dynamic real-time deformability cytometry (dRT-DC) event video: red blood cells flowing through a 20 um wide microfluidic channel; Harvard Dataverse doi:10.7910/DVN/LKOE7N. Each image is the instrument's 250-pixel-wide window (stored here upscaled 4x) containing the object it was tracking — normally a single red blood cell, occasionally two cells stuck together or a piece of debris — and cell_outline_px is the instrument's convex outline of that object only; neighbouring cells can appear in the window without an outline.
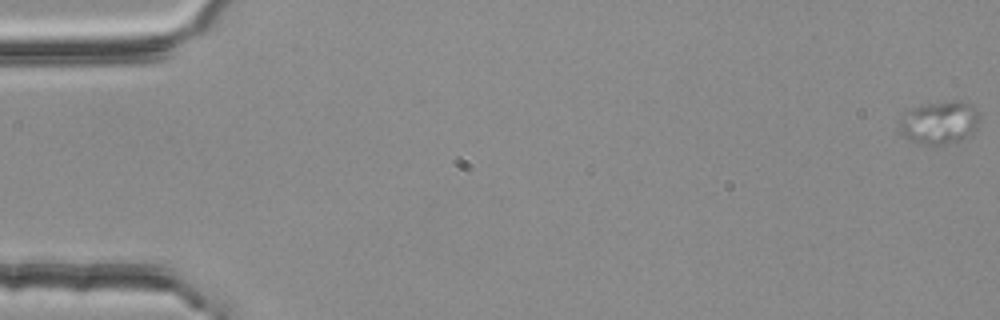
{"species": "common noctule bat (a hibernating species)", "species_latin": "Nyctalus noctula", "temperature_condition": "room temperature", "stored_images_in_passage": 5, "segment_of_instrument_passage": [1, 2], "camera_frame_rate_fps": 3000, "um_per_image_px": 0.085, "animal": {"sex": "female", "body_mass_g": 25.1}, "frame": {"image": 1, "passage_image": 1, "time_ms": 0.0, "image_size_px": [1000, 320], "cell_outline_px": [[980, 120], [976, 128], [972, 132], [960, 140], [948, 144], [920, 144], [904, 136], [900, 128], [900, 116], [908, 108], [924, 104], [948, 100], [960, 100], [976, 108], [980, 112]], "centroid_in_image_um": [79.86, 10.38], "position_along_channel_um": 5.1, "area_um2": 20.29}}
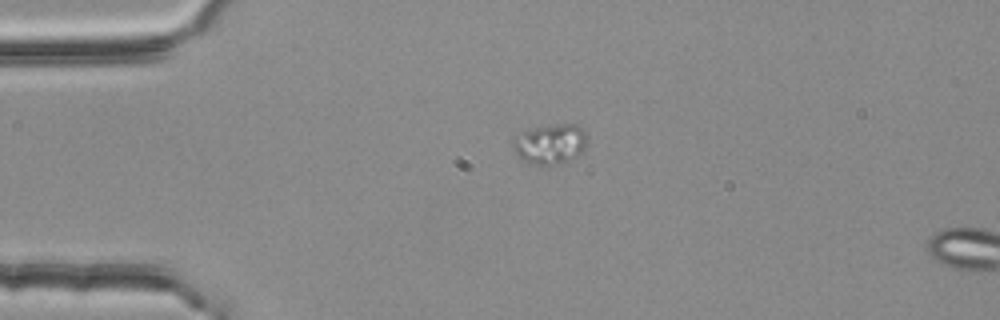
{"frame": {"image": 2, "passage_image": 4, "time_ms": 1.0, "image_size_px": [1000, 320], "cell_outline_px": [[588, 136], [584, 148], [576, 156], [564, 160], [544, 164], [536, 164], [524, 160], [516, 152], [512, 144], [512, 140], [524, 132], [536, 128], [560, 124], [576, 124], [584, 128], [588, 132]], "centroid_in_image_um": [46.83, 12.19], "position_along_channel_um": 38.2, "area_um2": 16.53}}